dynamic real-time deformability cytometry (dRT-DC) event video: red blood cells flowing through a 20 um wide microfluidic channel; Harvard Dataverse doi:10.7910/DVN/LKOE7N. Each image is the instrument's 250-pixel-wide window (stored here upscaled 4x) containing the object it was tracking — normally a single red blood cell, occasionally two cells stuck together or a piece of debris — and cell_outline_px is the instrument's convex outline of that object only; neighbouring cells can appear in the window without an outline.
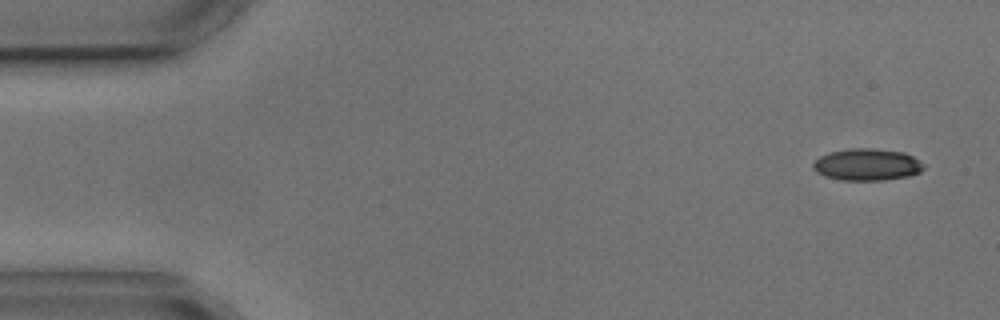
{"species": "common noctule bat (a hibernating species)", "species_latin": "Nyctalus noctula", "temperature_condition": "cold", "stored_images_in_passage": 3, "camera_frame_rate_fps": 3000, "um_per_image_px": 0.085, "animal": {"sex": "male", "body_mass_g": 17.9, "forearm_length_mm": 54.2}, "frame": {"image": 1, "passage_image": 1, "time_ms": 0.0, "image_size_px": [1000, 320], "cell_outline_px": [[924, 168], [920, 172], [908, 176], [884, 180], [840, 180], [824, 176], [816, 172], [812, 168], [812, 164], [820, 156], [828, 152], [848, 148], [872, 148], [904, 152], [912, 156], [924, 164]], "centroid_in_image_um": [73.67, 13.98], "position_along_channel_um": 11.3, "area_um2": 20.69}}